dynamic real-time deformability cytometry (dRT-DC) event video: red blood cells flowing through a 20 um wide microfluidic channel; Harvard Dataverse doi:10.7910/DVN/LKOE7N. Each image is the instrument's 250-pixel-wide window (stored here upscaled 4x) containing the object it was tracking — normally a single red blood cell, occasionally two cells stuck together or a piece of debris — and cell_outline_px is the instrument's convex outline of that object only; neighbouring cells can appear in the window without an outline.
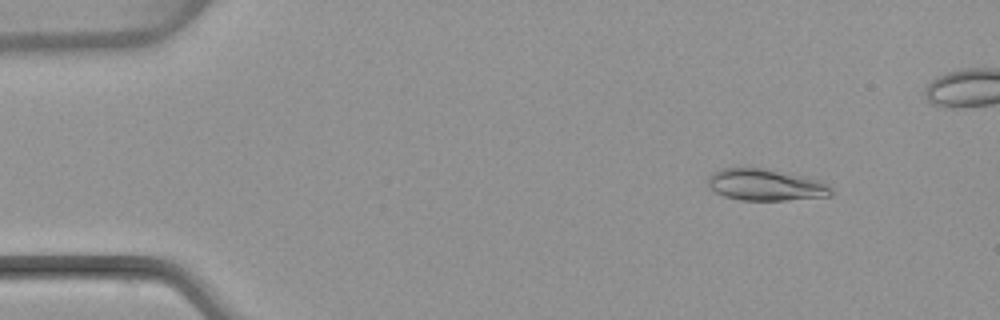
{"species": "common noctule bat (a hibernating species)", "species_latin": "Nyctalus noctula", "temperature_condition": "warm", "stored_images_in_passage": 7, "segment_of_instrument_passage": [1, 2], "camera_frame_rate_fps": 3000, "um_per_image_px": 0.085, "animal": {"sex": "female", "body_mass_g": 22.7, "forearm_length_mm": 54.2}, "frame": {"image": 1, "passage_image": 2, "time_ms": 1.333, "image_size_px": [1000, 320], "cell_outline_px": [[832, 196], [784, 200], [740, 200], [724, 196], [708, 188], [708, 176], [712, 172], [720, 168], [764, 168], [804, 176], [820, 180], [828, 184], [832, 188]], "centroid_in_image_um": [65.07, 15.71], "position_along_channel_um": 19.9, "area_um2": 22.89}}
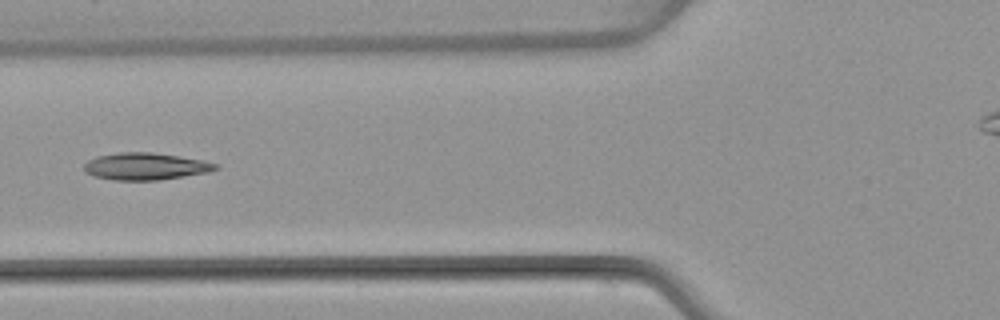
{"frame": {"image": 2, "passage_image": 6, "time_ms": 6.0, "image_size_px": [1000, 320], "cell_outline_px": [[220, 168], [208, 172], [160, 180], [112, 180], [96, 176], [84, 172], [84, 164], [88, 160], [96, 156], [120, 152], [152, 152], [204, 160], [220, 164]], "centroid_in_image_um": [12.39, 14.13], "position_along_channel_um": 113.4, "area_um2": 20.87}}